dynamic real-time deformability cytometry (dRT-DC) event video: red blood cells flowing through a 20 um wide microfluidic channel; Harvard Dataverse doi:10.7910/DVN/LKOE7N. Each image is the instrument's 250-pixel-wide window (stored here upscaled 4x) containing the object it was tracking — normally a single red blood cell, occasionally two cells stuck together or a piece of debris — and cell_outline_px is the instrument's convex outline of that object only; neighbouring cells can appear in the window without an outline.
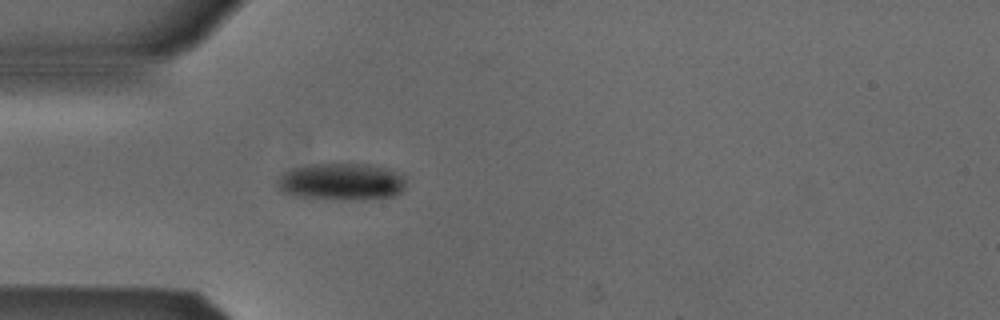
{"species": "Egyptian fruit bat (a non-hibernating species)", "species_latin": "Rousettus aegyptiacus", "temperature_condition": "cold", "stored_images_in_passage": 43, "camera_frame_rate_fps": 3000, "um_per_image_px": 0.085, "animal": {"sex": "male"}, "frame": {"image": 1, "passage_image": 5, "time_ms": 1.333, "image_size_px": [1000, 320], "cell_outline_px": [[404, 188], [400, 192], [392, 196], [364, 200], [340, 200], [292, 196], [280, 192], [276, 188], [276, 180], [284, 172], [292, 168], [312, 164], [368, 164], [384, 168], [400, 176], [404, 180]], "centroid_in_image_um": [28.91, 15.47], "position_along_channel_um": 56.1, "area_um2": 27.86}}
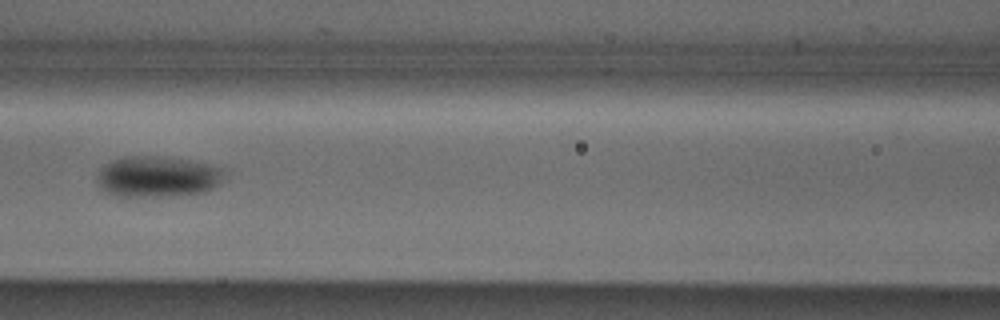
{"frame": {"image": 2, "passage_image": 13, "time_ms": 4.0, "image_size_px": [1000, 320], "cell_outline_px": [[224, 176], [212, 188], [204, 192], [168, 196], [116, 196], [104, 192], [96, 184], [96, 176], [100, 168], [104, 164], [112, 160], [124, 156], [160, 156], [188, 160], [220, 168], [224, 172]], "centroid_in_image_um": [13.28, 15.01], "position_along_channel_um": 153.3, "area_um2": 30.35}}
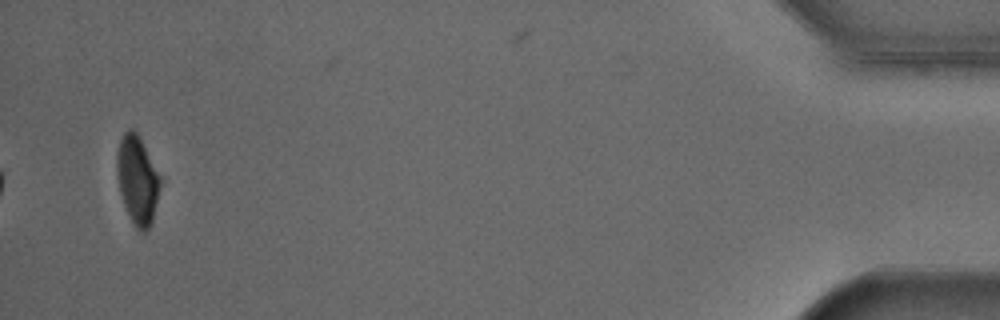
{"frame": {"image": 3, "passage_image": 41, "time_ms": 13.333, "image_size_px": [1000, 320], "cell_outline_px": [[160, 184], [152, 220], [148, 232], [140, 232], [136, 228], [124, 204], [120, 192], [116, 172], [116, 156], [120, 140], [124, 132], [128, 128], [132, 128], [136, 132], [160, 176]], "centroid_in_image_um": [11.65, 15.29], "position_along_channel_um": 423.6, "area_um2": 21.85}, "authors_computed_cell_mechanics": {"area_um2": 27.1082, "velocity_mm_per_s": 3.8491, "shape_relaxation_time_tau1_ms": 3.8577, "shape_relaxation_time_tau2_ms": null, "deformation_change_tau1": 0.0911, "deformation_change_tau2": null}}